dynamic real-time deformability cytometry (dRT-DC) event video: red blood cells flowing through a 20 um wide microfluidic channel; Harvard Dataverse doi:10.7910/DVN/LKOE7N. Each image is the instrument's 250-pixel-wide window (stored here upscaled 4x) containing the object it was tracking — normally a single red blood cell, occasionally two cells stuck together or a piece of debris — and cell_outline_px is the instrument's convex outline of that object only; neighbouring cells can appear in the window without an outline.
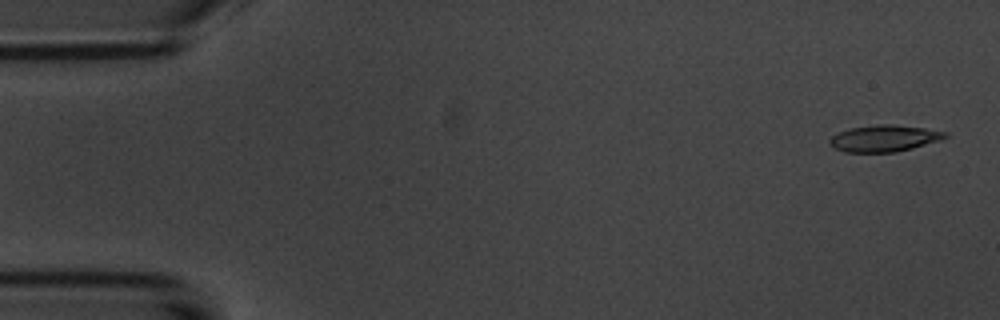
{"species": "common noctule bat (a hibernating species)", "species_latin": "Nyctalus noctula", "temperature_condition": "room temperature", "stored_images_in_passage": 54, "camera_frame_rate_fps": 3000, "um_per_image_px": 0.085, "animal": {"sex": "male", "body_mass_g": 20.1, "forearm_length_mm": 53.5}, "frame": {"image": 1, "passage_image": 2, "time_ms": 0.333, "image_size_px": [1000, 320], "cell_outline_px": [[948, 136], [940, 140], [912, 148], [896, 152], [844, 152], [828, 144], [828, 140], [832, 136], [840, 132], [852, 128], [876, 124], [892, 124], [924, 128], [948, 132]], "centroid_in_image_um": [75.16, 11.76], "position_along_channel_um": 9.8, "area_um2": 17.8}}
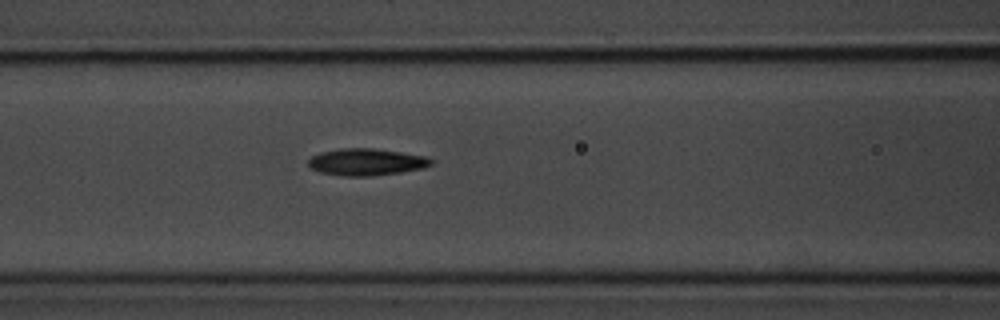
{"frame": {"image": 2, "passage_image": 22, "time_ms": 7.0, "image_size_px": [1000, 320], "cell_outline_px": [[432, 164], [424, 168], [400, 172], [368, 176], [344, 176], [320, 172], [312, 168], [308, 164], [308, 160], [312, 156], [320, 152], [340, 148], [372, 148], [428, 156], [432, 160]], "centroid_in_image_um": [31.14, 13.76], "position_along_channel_um": 135.5, "area_um2": 19.19}}
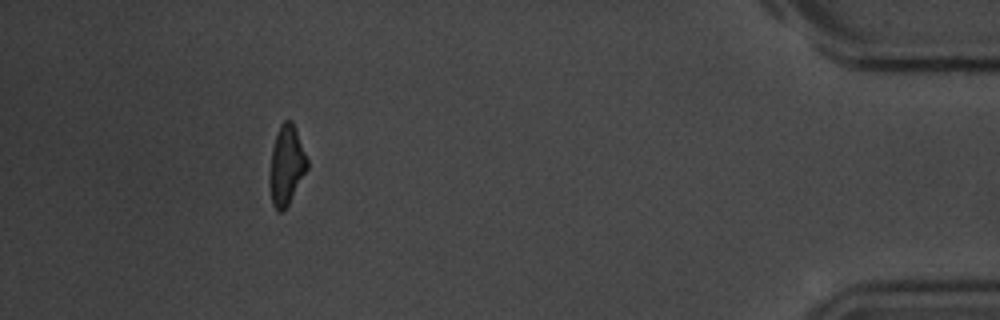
{"frame": {"image": 3, "passage_image": 49, "time_ms": 16.0, "image_size_px": [1000, 320], "cell_outline_px": [[308, 168], [288, 204], [280, 212], [276, 212], [272, 204], [268, 184], [268, 176], [272, 148], [280, 124], [284, 120], [292, 120], [308, 160]], "centroid_in_image_um": [24.32, 14.07], "position_along_channel_um": 410.9, "area_um2": 17.46}, "authors_computed_cell_mechanics": {"area_um2": 18.3226, "velocity_mm_per_s": 3.7231, "shape_relaxation_time_tau1_ms": 2.6093, "shape_relaxation_time_tau2_ms": 8.9889, "deformation_change_tau1": 0.1104, "deformation_change_tau2": 0.1885}}